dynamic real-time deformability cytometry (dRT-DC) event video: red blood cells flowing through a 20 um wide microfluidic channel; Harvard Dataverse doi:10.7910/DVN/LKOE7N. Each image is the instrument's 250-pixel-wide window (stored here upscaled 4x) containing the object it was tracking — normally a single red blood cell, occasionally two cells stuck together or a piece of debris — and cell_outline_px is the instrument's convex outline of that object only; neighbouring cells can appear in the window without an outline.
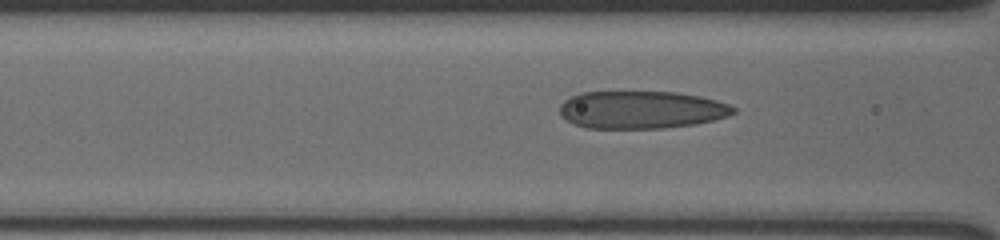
{"species": "human", "species_latin": "Homo sapiens", "temperature_condition": "cold", "stored_images_in_passage": 10, "camera_frame_rate_fps": 3000, "um_per_image_px": 0.085, "donor": {"sex": "male"}, "frame": {"image": 1, "passage_image": 6, "time_ms": 1.667, "image_size_px": [1000, 240], "cell_outline_px": [[736, 112], [728, 116], [696, 124], [664, 128], [584, 128], [560, 116], [560, 104], [564, 100], [580, 92], [676, 92], [700, 96], [716, 100], [728, 104], [736, 108]], "centroid_in_image_um": [54.51, 9.33], "position_along_channel_um": 112.1, "area_um2": 38.15}}
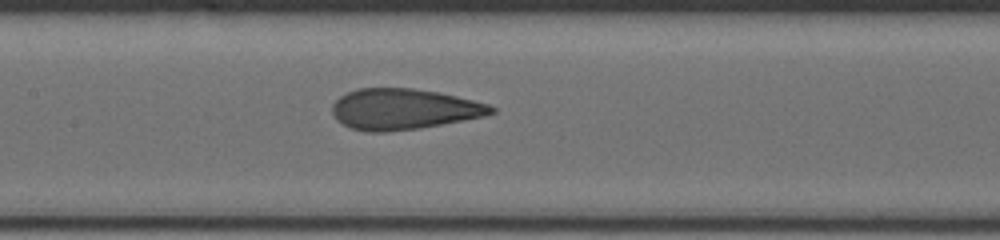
{"frame": {"image": 2, "passage_image": 9, "time_ms": 2.667, "image_size_px": [1000, 240], "cell_outline_px": [[496, 112], [484, 116], [464, 120], [420, 128], [388, 132], [368, 132], [352, 128], [336, 120], [332, 112], [332, 104], [340, 96], [356, 88], [412, 88], [440, 92], [488, 104], [496, 108]], "centroid_in_image_um": [34.3, 9.27], "position_along_channel_um": 173.1, "area_um2": 37.86}}